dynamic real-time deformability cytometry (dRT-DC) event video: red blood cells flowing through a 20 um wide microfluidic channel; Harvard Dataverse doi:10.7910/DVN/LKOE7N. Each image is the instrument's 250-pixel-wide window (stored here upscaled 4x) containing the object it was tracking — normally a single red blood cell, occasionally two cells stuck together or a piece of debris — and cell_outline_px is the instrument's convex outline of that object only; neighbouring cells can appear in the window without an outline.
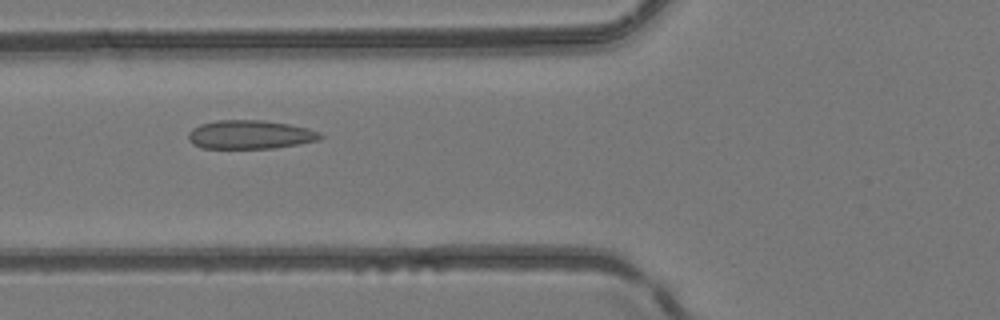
{"species": "common noctule bat (a hibernating species)", "species_latin": "Nyctalus noctula", "temperature_condition": "room temperature", "stored_images_in_passage": 52, "camera_frame_rate_fps": 3000, "um_per_image_px": 0.085, "animal": {"sex": "female", "body_mass_g": 24.6, "forearm_length_mm": 56.2}, "frame": {"image": 1, "passage_image": 20, "time_ms": 6.333, "image_size_px": [1000, 320], "cell_outline_px": [[324, 136], [320, 140], [300, 144], [272, 148], [204, 148], [192, 144], [188, 140], [188, 132], [192, 128], [200, 124], [216, 120], [264, 120], [288, 124], [308, 128], [320, 132]], "centroid_in_image_um": [21.26, 11.44], "position_along_channel_um": 104.5, "area_um2": 22.25}}
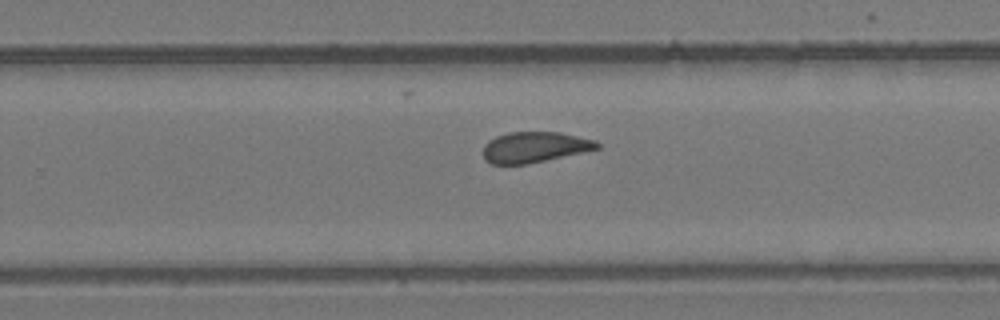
{"frame": {"image": 2, "passage_image": 33, "time_ms": 10.667, "image_size_px": [1000, 320], "cell_outline_px": [[600, 148], [584, 152], [524, 164], [492, 164], [484, 160], [484, 144], [488, 140], [496, 136], [508, 132], [560, 132], [596, 140], [600, 144]], "centroid_in_image_um": [45.44, 12.5], "position_along_channel_um": 284.4, "area_um2": 20.35}}
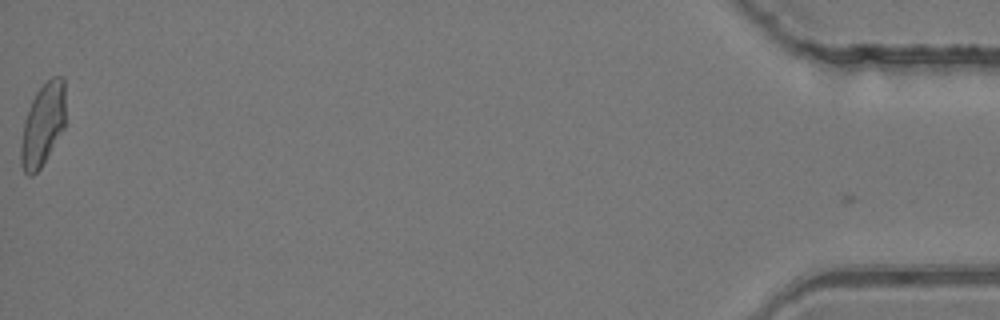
{"frame": {"image": 3, "passage_image": 51, "time_ms": 16.667, "image_size_px": [1000, 320], "cell_outline_px": [[64, 128], [40, 168], [32, 176], [28, 176], [24, 172], [20, 164], [20, 148], [24, 120], [32, 100], [36, 92], [52, 76], [64, 76]], "centroid_in_image_um": [3.62, 10.61], "position_along_channel_um": 431.6, "area_um2": 21.27}, "authors_computed_cell_mechanics": {"area_um2": 21.8484, "velocity_mm_per_s": 4.1461, "shape_relaxation_time_tau1_ms": null, "shape_relaxation_time_tau2_ms": 1.4448, "deformation_change_tau1": null, "deformation_change_tau2": 0.0732}}